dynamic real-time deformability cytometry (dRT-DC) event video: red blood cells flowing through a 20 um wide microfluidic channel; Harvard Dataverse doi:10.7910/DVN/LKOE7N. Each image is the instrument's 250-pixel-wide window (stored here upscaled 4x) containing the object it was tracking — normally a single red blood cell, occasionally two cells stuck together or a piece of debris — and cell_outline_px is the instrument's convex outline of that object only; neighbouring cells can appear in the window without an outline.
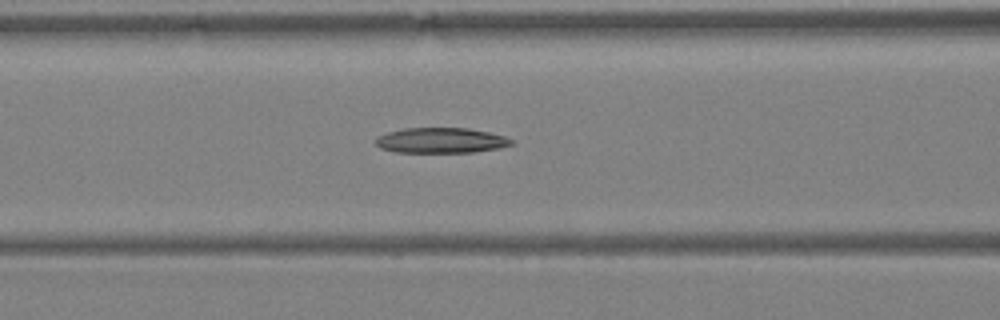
{"species": "Egyptian fruit bat (a non-hibernating species)", "species_latin": "Rousettus aegyptiacus", "temperature_condition": "warm", "stored_images_in_passage": 18, "camera_frame_rate_fps": 3000, "um_per_image_px": 0.085, "animal": {"sex": "female"}, "frame": {"image": 1, "passage_image": 4, "time_ms": 1.0, "image_size_px": [1000, 320], "cell_outline_px": [[512, 144], [500, 148], [472, 152], [396, 152], [380, 148], [376, 144], [376, 136], [388, 132], [404, 128], [468, 128], [488, 132], [504, 136], [512, 140]], "centroid_in_image_um": [37.46, 11.93], "position_along_channel_um": 129.1, "area_um2": 19.94}}
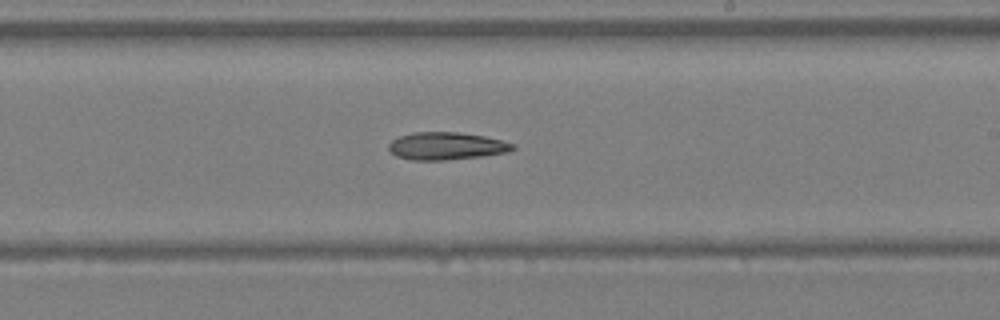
{"frame": {"image": 2, "passage_image": 11, "time_ms": 3.333, "image_size_px": [1000, 320], "cell_outline_px": [[516, 148], [508, 152], [484, 156], [444, 160], [412, 160], [396, 156], [388, 148], [388, 144], [392, 140], [400, 136], [412, 132], [456, 132], [484, 136], [516, 144]], "centroid_in_image_um": [37.95, 12.41], "position_along_channel_um": 251.0, "area_um2": 19.94}}
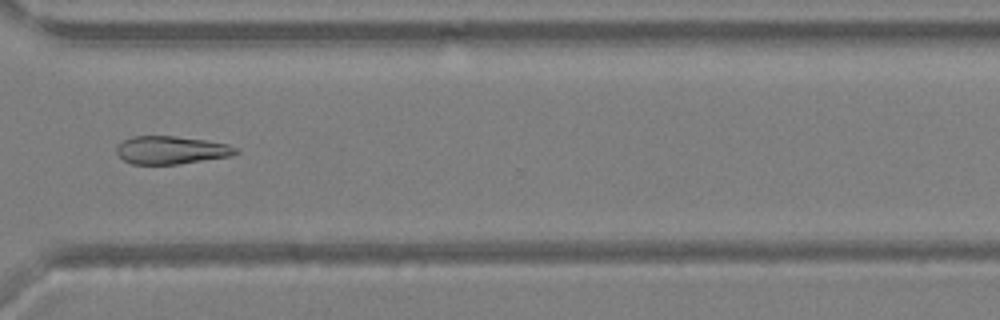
{"frame": {"image": 3, "passage_image": 17, "time_ms": 5.333, "image_size_px": [1000, 320], "cell_outline_px": [[240, 152], [232, 156], [180, 164], [132, 164], [124, 160], [116, 152], [116, 148], [124, 140], [132, 136], [176, 136], [208, 140], [228, 144], [236, 148]], "centroid_in_image_um": [14.6, 12.75], "position_along_channel_um": 356.0, "area_um2": 19.54}}